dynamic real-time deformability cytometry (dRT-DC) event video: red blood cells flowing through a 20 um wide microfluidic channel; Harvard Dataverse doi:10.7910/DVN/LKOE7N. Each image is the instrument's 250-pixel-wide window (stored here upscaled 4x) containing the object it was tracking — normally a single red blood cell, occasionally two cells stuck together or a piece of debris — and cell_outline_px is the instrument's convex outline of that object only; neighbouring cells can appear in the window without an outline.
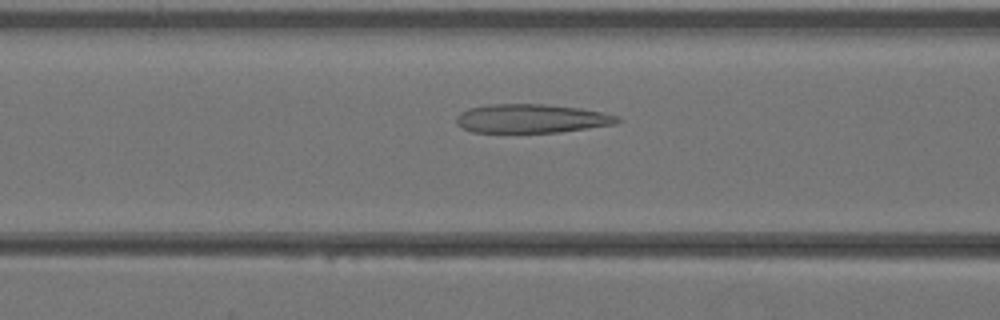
{"species": "Egyptian fruit bat (a non-hibernating species)", "species_latin": "Rousettus aegyptiacus", "temperature_condition": "warm", "stored_images_in_passage": 34, "camera_frame_rate_fps": 3000, "um_per_image_px": 0.085, "animal": {"sex": "female"}, "frame": {"image": 1, "passage_image": 10, "time_ms": 3.0, "image_size_px": [1000, 320], "cell_outline_px": [[624, 120], [616, 124], [588, 128], [556, 132], [472, 132], [456, 124], [456, 116], [460, 112], [468, 108], [488, 104], [544, 104], [580, 108], [604, 112], [620, 116]], "centroid_in_image_um": [45.21, 10.07], "position_along_channel_um": 121.4, "area_um2": 27.22}}
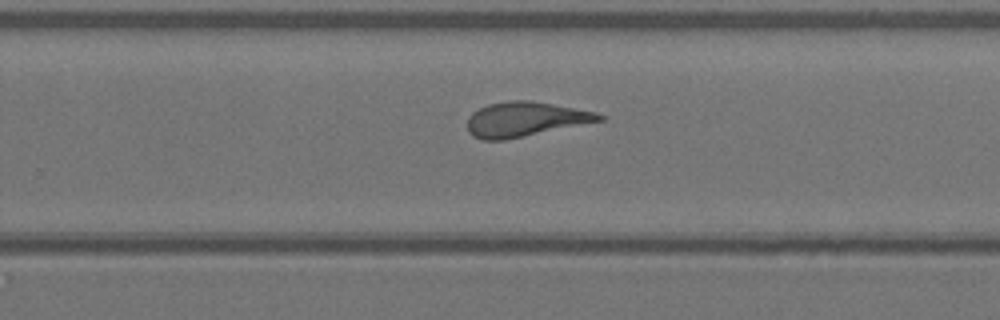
{"frame": {"image": 2, "passage_image": 20, "time_ms": 6.333, "image_size_px": [1000, 320], "cell_outline_px": [[604, 120], [504, 140], [480, 140], [472, 136], [468, 132], [468, 116], [472, 112], [488, 104], [508, 100], [528, 100], [552, 104], [596, 112], [604, 116]], "centroid_in_image_um": [44.59, 10.14], "position_along_channel_um": 285.2, "area_um2": 26.47}}
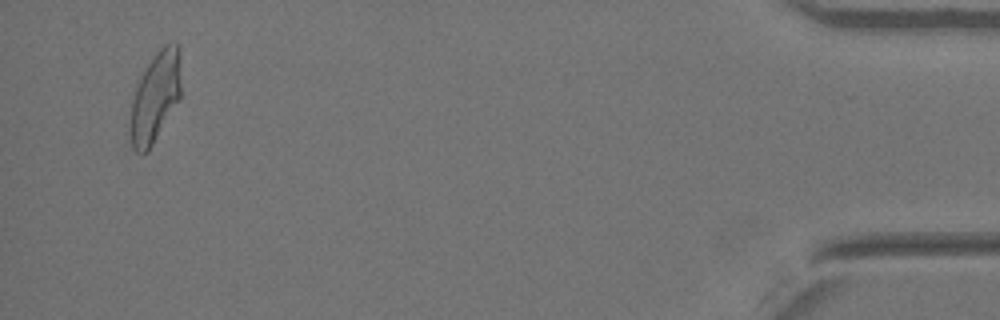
{"frame": {"image": 3, "passage_image": 33, "time_ms": 10.667, "image_size_px": [1000, 320], "cell_outline_px": [[180, 100], [148, 152], [136, 152], [132, 148], [128, 124], [132, 100], [136, 88], [144, 68], [152, 56], [164, 44], [176, 40], [180, 44]], "centroid_in_image_um": [13.2, 8.23], "position_along_channel_um": 422.0, "area_um2": 27.34}}